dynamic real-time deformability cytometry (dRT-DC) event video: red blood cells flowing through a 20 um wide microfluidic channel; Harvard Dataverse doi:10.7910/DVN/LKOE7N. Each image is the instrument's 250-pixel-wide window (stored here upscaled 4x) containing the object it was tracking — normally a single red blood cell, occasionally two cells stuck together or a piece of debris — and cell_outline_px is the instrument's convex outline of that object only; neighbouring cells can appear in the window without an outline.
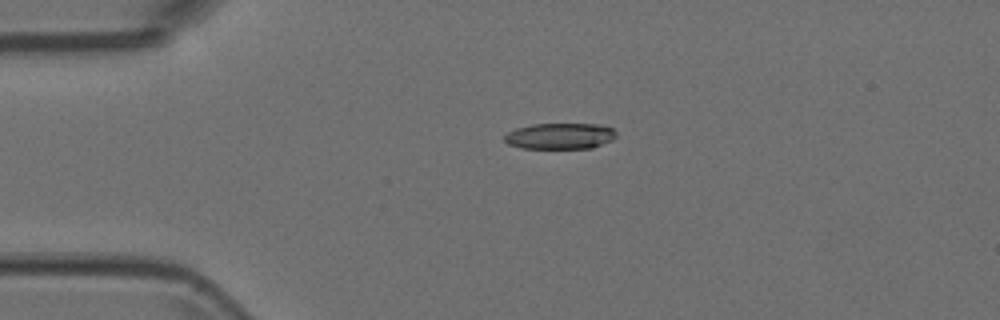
{"species": "Egyptian fruit bat (a non-hibernating species)", "species_latin": "Rousettus aegyptiacus", "temperature_condition": "room temperature", "stored_images_in_passage": 1, "camera_frame_rate_fps": 3000, "um_per_image_px": 0.085, "animal": {"sex": "female"}, "frame": {"image": 1, "passage_image": 1, "time_ms": 0.0, "image_size_px": [1000, 320], "cell_outline_px": [[616, 136], [612, 140], [592, 148], [520, 148], [508, 144], [504, 140], [504, 136], [508, 132], [516, 128], [532, 124], [596, 124], [612, 128], [616, 132]], "centroid_in_image_um": [47.59, 11.56], "position_along_channel_um": 37.4, "area_um2": 16.94}}